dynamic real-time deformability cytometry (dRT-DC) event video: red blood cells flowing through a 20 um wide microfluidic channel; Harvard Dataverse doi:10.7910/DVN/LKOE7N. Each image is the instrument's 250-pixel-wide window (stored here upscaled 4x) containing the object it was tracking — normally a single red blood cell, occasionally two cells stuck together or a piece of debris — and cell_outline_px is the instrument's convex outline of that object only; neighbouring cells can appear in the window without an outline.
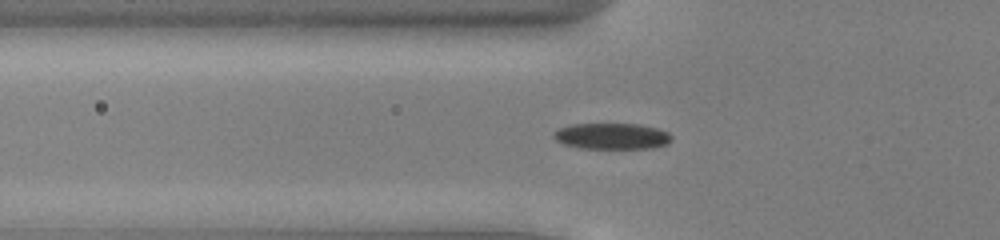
{"species": "common noctule bat (a hibernating species)", "species_latin": "Nyctalus noctula", "temperature_condition": "cold", "stored_images_in_passage": 28, "camera_frame_rate_fps": 3000, "um_per_image_px": 0.085, "animal": {"sex": "male", "body_mass_g": 13.0, "forearm_length_mm": 53.1}, "frame": {"image": 1, "passage_image": 12, "time_ms": 3.667, "image_size_px": [1000, 240], "cell_outline_px": [[672, 136], [668, 144], [652, 148], [580, 148], [564, 144], [556, 140], [552, 136], [552, 132], [560, 128], [572, 124], [640, 124], [656, 128], [668, 132]], "centroid_in_image_um": [52.0, 11.57], "position_along_channel_um": 73.8, "area_um2": 17.92}}
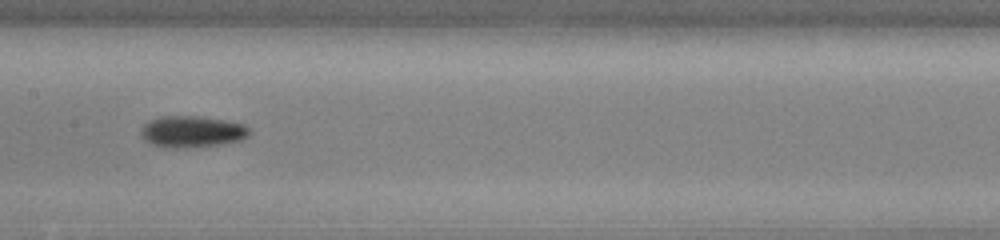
{"frame": {"image": 2, "passage_image": 21, "time_ms": 6.667, "image_size_px": [1000, 240], "cell_outline_px": [[252, 132], [248, 136], [240, 140], [220, 144], [196, 148], [160, 148], [144, 140], [140, 132], [144, 124], [160, 116], [200, 116], [224, 120], [244, 124]], "centroid_in_image_um": [16.31, 11.21], "position_along_channel_um": 191.1, "area_um2": 20.17}}
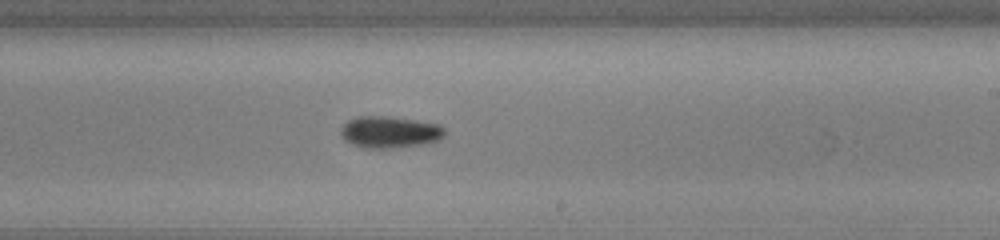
{"frame": {"image": 3, "passage_image": 26, "time_ms": 8.333, "image_size_px": [1000, 240], "cell_outline_px": [[444, 136], [440, 140], [432, 144], [392, 148], [360, 148], [344, 140], [340, 132], [340, 128], [348, 120], [360, 116], [384, 116], [416, 120], [440, 124], [444, 128]], "centroid_in_image_um": [33.15, 11.24], "position_along_channel_um": 255.8, "area_um2": 19.59}}